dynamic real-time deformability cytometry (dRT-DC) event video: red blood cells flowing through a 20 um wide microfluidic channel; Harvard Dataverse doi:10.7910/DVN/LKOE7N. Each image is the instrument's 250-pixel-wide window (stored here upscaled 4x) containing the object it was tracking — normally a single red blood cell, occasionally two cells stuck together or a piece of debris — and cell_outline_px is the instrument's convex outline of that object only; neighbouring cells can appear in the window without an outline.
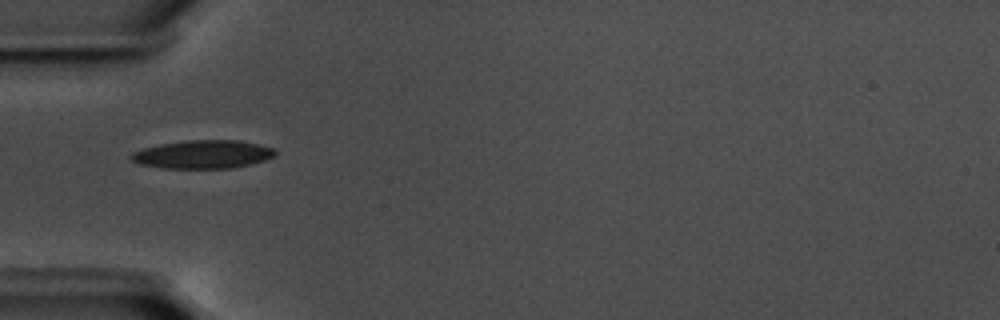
{"species": "common noctule bat (a hibernating species)", "species_latin": "Nyctalus noctula", "temperature_condition": "warm", "stored_images_in_passage": 39, "camera_frame_rate_fps": 3000, "um_per_image_px": 0.085, "animal": {"sex": "male", "body_mass_g": 17.5, "forearm_length_mm": 52.3}, "frame": {"image": 1, "passage_image": 1, "time_ms": 0.0, "image_size_px": [1000, 320], "cell_outline_px": [[276, 156], [252, 164], [232, 168], [160, 168], [140, 164], [132, 160], [128, 156], [132, 152], [144, 148], [160, 144], [184, 140], [236, 140], [260, 144], [276, 148]], "centroid_in_image_um": [17.27, 13.12], "position_along_channel_um": 67.7, "area_um2": 23.99}}
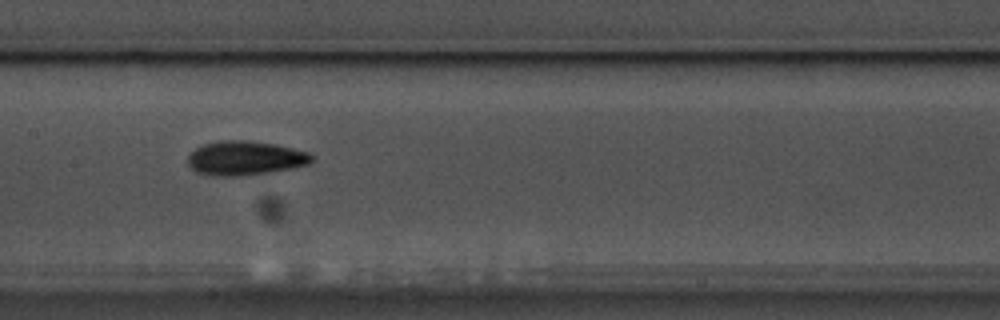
{"frame": {"image": 2, "passage_image": 11, "time_ms": 3.333, "image_size_px": [1000, 320], "cell_outline_px": [[316, 160], [308, 164], [292, 168], [272, 172], [248, 176], [212, 176], [196, 172], [188, 164], [188, 156], [196, 148], [204, 144], [220, 140], [244, 140], [276, 144], [308, 152]], "centroid_in_image_um": [20.85, 13.45], "position_along_channel_um": 186.6, "area_um2": 24.91}}
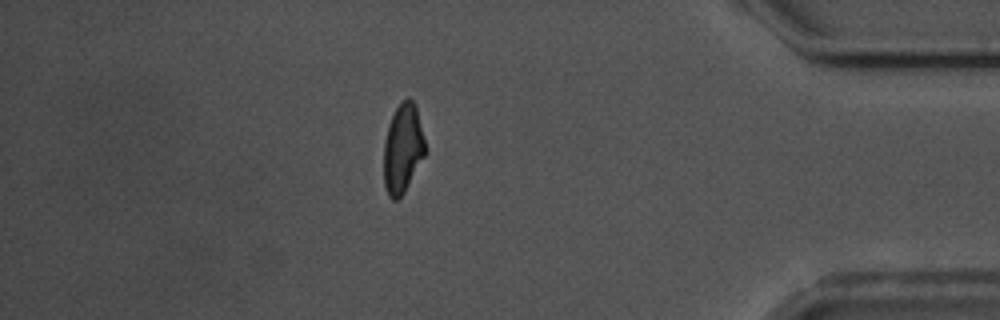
{"frame": {"image": 3, "passage_image": 32, "time_ms": 10.333, "image_size_px": [1000, 320], "cell_outline_px": [[428, 152], [404, 192], [396, 200], [392, 200], [388, 196], [384, 184], [384, 140], [388, 124], [396, 108], [408, 96], [416, 104]], "centroid_in_image_um": [34.26, 12.62], "position_along_channel_um": 400.9, "area_um2": 21.91}, "authors_computed_cell_mechanics": {"area_um2": 22.3686, "velocity_mm_per_s": 3.5862, "shape_relaxation_time_tau1_ms": 4.0638, "shape_relaxation_time_tau2_ms": 4.7451, "deformation_change_tau1": 0.1451, "deformation_change_tau2": 0.1259}}